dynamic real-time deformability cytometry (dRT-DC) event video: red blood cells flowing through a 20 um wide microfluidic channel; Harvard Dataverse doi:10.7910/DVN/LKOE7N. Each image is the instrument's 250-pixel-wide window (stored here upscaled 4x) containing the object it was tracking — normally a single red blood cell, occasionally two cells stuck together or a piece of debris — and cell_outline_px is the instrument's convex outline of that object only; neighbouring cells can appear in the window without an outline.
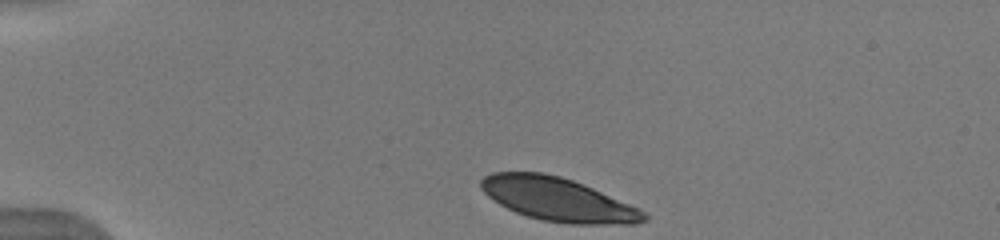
{"species": "human", "species_latin": "Homo sapiens", "temperature_condition": "warm", "stored_images_in_passage": 15, "camera_frame_rate_fps": 3000, "um_per_image_px": 0.085, "donor": {"sex": "male"}, "frame": {"image": 1, "passage_image": 1, "time_ms": 0.0, "image_size_px": [1000, 240], "cell_outline_px": [[648, 220], [636, 224], [568, 224], [544, 220], [528, 216], [516, 212], [500, 204], [488, 196], [480, 188], [480, 180], [484, 176], [492, 172], [540, 172], [560, 176], [572, 180], [592, 188], [640, 208], [648, 216]], "centroid_in_image_um": [47.44, 16.95], "position_along_channel_um": 37.6, "area_um2": 41.1}}
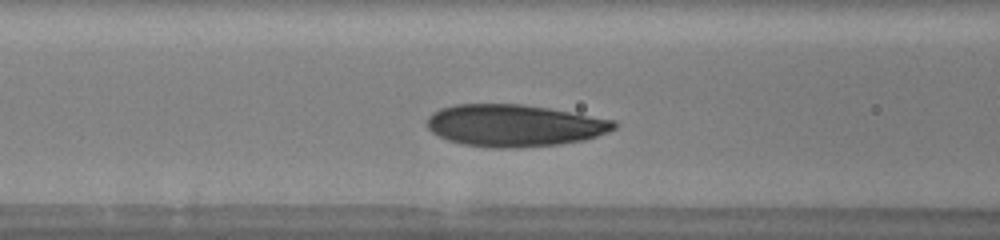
{"frame": {"image": 2, "passage_image": 10, "time_ms": 3.667, "image_size_px": [1000, 240], "cell_outline_px": [[616, 128], [608, 132], [584, 140], [560, 144], [508, 148], [496, 148], [464, 144], [448, 140], [432, 132], [428, 128], [428, 116], [432, 112], [440, 108], [456, 104], [520, 104], [548, 108], [612, 120], [616, 124]], "centroid_in_image_um": [43.68, 10.66], "position_along_channel_um": 122.9, "area_um2": 45.37}}